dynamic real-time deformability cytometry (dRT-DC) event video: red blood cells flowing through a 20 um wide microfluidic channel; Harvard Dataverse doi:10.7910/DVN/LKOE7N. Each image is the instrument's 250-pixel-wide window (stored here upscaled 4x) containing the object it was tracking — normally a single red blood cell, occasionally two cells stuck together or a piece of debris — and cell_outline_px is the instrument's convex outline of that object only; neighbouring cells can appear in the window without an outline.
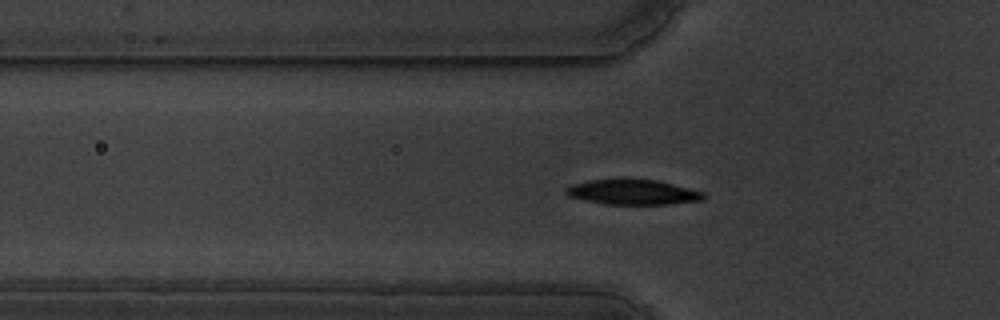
{"species": "common noctule bat (a hibernating species)", "species_latin": "Nyctalus noctula", "temperature_condition": "warm", "stored_images_in_passage": 59, "camera_frame_rate_fps": 3000, "um_per_image_px": 0.085, "animal": {"sex": "male", "body_mass_g": 19.5, "forearm_length_mm": 54.6}, "frame": {"image": 1, "passage_image": 20, "time_ms": 6.333, "image_size_px": [1000, 320], "cell_outline_px": [[704, 200], [668, 204], [604, 204], [568, 196], [564, 192], [564, 188], [572, 184], [588, 180], [620, 176], [656, 180], [704, 192]], "centroid_in_image_um": [53.71, 16.29], "position_along_channel_um": 72.1, "area_um2": 20.75}}
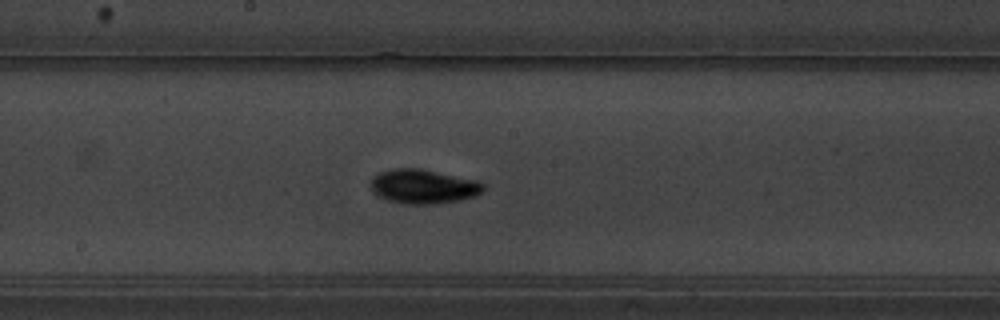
{"frame": {"image": 2, "passage_image": 32, "time_ms": 10.333, "image_size_px": [1000, 320], "cell_outline_px": [[484, 188], [476, 196], [460, 200], [432, 204], [404, 204], [388, 200], [372, 192], [372, 180], [380, 172], [392, 168], [420, 168], [480, 180], [484, 184]], "centroid_in_image_um": [36.03, 15.84], "position_along_channel_um": 212.2, "area_um2": 22.54}}
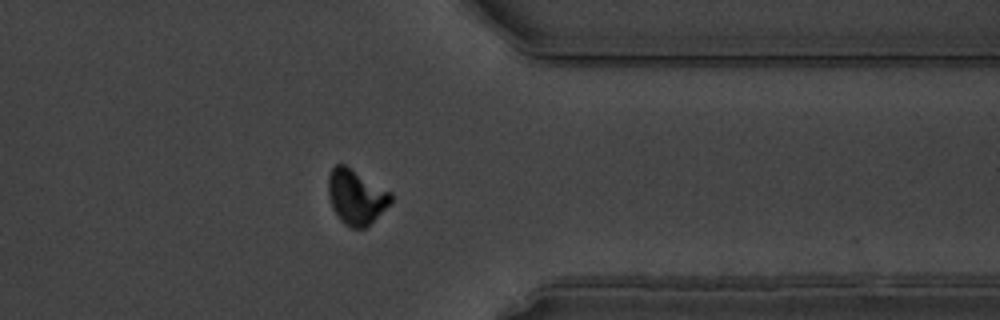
{"frame": {"image": 3, "passage_image": 47, "time_ms": 15.333, "image_size_px": [1000, 320], "cell_outline_px": [[392, 200], [364, 228], [352, 228], [344, 224], [340, 220], [332, 208], [328, 196], [328, 176], [332, 168], [336, 164], [344, 164], [392, 192]], "centroid_in_image_um": [30.23, 16.71], "position_along_channel_um": 381.2, "area_um2": 19.77}, "authors_computed_cell_mechanics": {"area_um2": 19.8832, "velocity_mm_per_s": 3.5132, "shape_relaxation_time_tau1_ms": 1.9253, "shape_relaxation_time_tau2_ms": 7.2481, "deformation_change_tau1": 0.1124, "deformation_change_tau2": 0.0739}}